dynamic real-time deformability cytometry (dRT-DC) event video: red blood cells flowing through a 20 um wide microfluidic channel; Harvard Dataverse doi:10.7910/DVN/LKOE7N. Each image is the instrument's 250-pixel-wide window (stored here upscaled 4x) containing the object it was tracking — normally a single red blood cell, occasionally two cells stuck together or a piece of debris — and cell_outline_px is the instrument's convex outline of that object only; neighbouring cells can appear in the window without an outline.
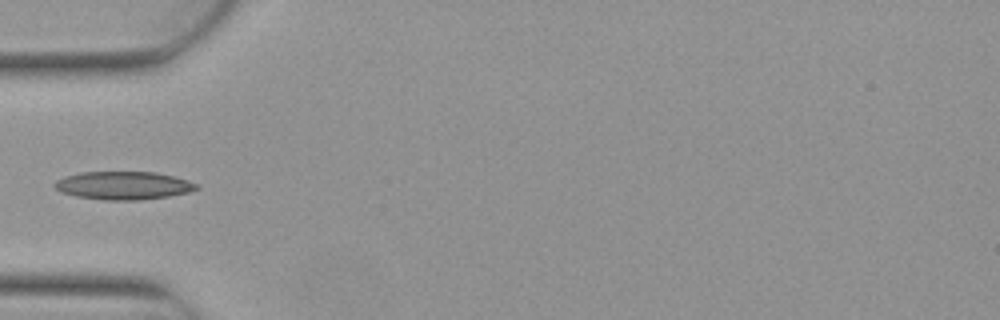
{"species": "Egyptian fruit bat (a non-hibernating species)", "species_latin": "Rousettus aegyptiacus", "temperature_condition": "warm", "stored_images_in_passage": 5, "camera_frame_rate_fps": 3000, "um_per_image_px": 0.085, "animal": {"sex": "female"}, "frame": {"image": 1, "passage_image": 5, "time_ms": 1.333, "image_size_px": [1000, 320], "cell_outline_px": [[200, 188], [188, 192], [168, 196], [140, 200], [104, 200], [76, 196], [60, 192], [52, 184], [56, 180], [64, 176], [80, 172], [156, 172], [176, 176], [188, 180], [196, 184]], "centroid_in_image_um": [10.47, 15.76], "position_along_channel_um": 74.5, "area_um2": 23.35}}